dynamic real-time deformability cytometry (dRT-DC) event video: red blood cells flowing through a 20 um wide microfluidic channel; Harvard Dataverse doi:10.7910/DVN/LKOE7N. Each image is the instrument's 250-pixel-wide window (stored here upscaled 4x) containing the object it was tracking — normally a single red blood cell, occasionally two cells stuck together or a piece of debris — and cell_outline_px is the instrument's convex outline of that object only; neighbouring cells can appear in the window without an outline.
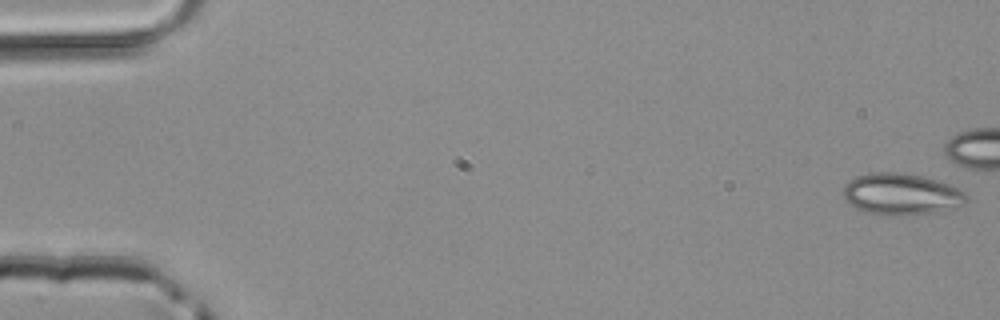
{"species": "common noctule bat (a hibernating species)", "species_latin": "Nyctalus noctula", "temperature_condition": "room temperature", "stored_images_in_passage": 40, "camera_frame_rate_fps": 3000, "um_per_image_px": 0.085, "animal": {"sex": "male", "body_mass_g": 20.4}, "frame": {"image": 1, "passage_image": 1, "time_ms": 0.0, "image_size_px": [1000, 320], "cell_outline_px": [[968, 200], [964, 204], [936, 212], [896, 216], [884, 216], [864, 212], [856, 208], [844, 200], [844, 184], [848, 180], [856, 176], [868, 172], [904, 172], [924, 176], [960, 188], [968, 196]], "centroid_in_image_um": [76.58, 16.5], "position_along_channel_um": 8.4, "area_um2": 30.29}}
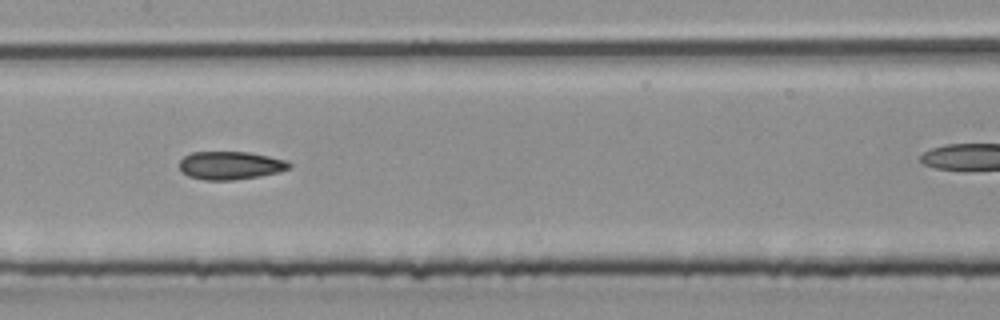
{"frame": {"image": 2, "passage_image": 25, "time_ms": 8.0, "image_size_px": [1000, 320], "cell_outline_px": [[292, 168], [280, 172], [260, 176], [232, 180], [204, 180], [188, 176], [180, 168], [180, 160], [184, 156], [192, 152], [248, 152], [268, 156], [284, 160], [292, 164]], "centroid_in_image_um": [19.6, 14.06], "position_along_channel_um": 187.8, "area_um2": 17.98}}
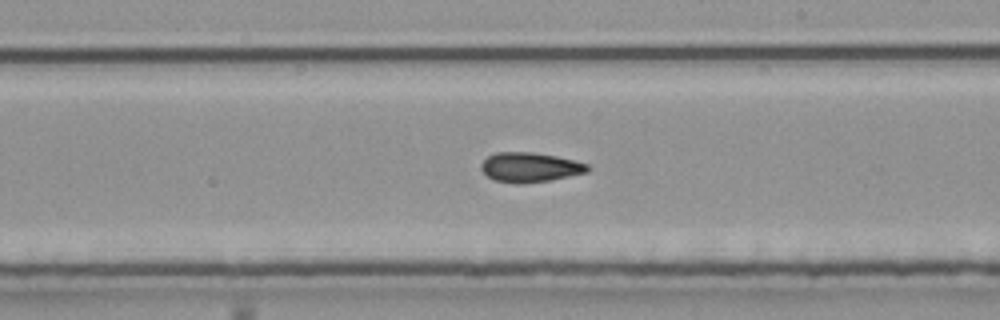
{"frame": {"image": 3, "passage_image": 29, "time_ms": 9.333, "image_size_px": [1000, 320], "cell_outline_px": [[592, 168], [588, 172], [548, 180], [520, 184], [516, 184], [492, 180], [480, 168], [480, 164], [488, 156], [496, 152], [532, 152], [556, 156], [588, 164]], "centroid_in_image_um": [45.02, 14.22], "position_along_channel_um": 244.0, "area_um2": 18.38}}